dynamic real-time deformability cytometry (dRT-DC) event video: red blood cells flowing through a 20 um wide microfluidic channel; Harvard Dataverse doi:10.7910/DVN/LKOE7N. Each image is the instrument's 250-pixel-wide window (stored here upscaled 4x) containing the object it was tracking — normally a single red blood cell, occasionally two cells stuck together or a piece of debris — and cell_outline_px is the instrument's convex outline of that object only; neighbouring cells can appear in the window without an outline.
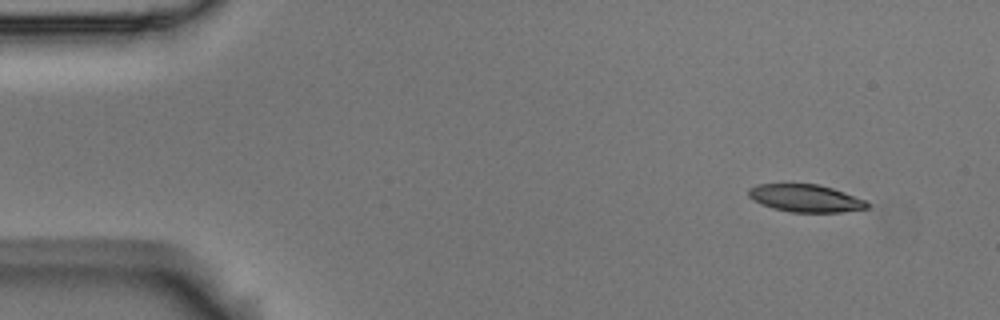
{"species": "Egyptian fruit bat (a non-hibernating species)", "species_latin": "Rousettus aegyptiacus", "temperature_condition": "room temperature", "stored_images_in_passage": 52, "camera_frame_rate_fps": 3000, "um_per_image_px": 0.085, "animal": {"sex": "male"}, "frame": {"image": 1, "passage_image": 1, "time_ms": 0.0, "image_size_px": [1000, 320], "cell_outline_px": [[868, 208], [840, 212], [792, 212], [772, 208], [760, 204], [748, 196], [748, 188], [756, 184], [820, 184], [844, 192], [864, 200], [868, 204]], "centroid_in_image_um": [68.42, 16.84], "position_along_channel_um": 16.6, "area_um2": 18.96}}
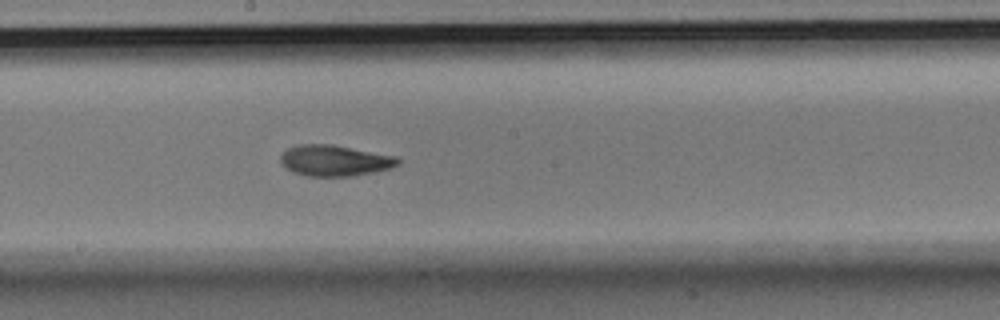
{"frame": {"image": 2, "passage_image": 26, "time_ms": 8.333, "image_size_px": [1000, 320], "cell_outline_px": [[400, 164], [388, 168], [372, 172], [352, 176], [308, 176], [292, 172], [284, 168], [280, 160], [280, 156], [288, 148], [296, 144], [332, 144], [396, 156], [400, 160]], "centroid_in_image_um": [28.41, 13.64], "position_along_channel_um": 219.8, "area_um2": 21.21}}
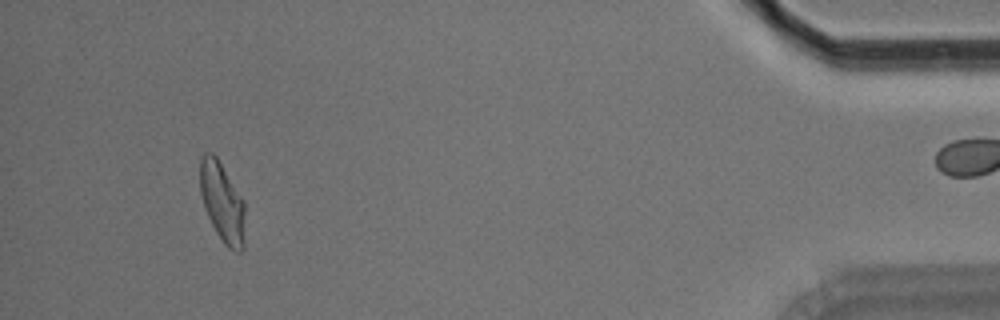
{"frame": {"image": 3, "passage_image": 48, "time_ms": 15.667, "image_size_px": [1000, 320], "cell_outline_px": [[244, 248], [240, 252], [236, 252], [228, 248], [224, 244], [216, 232], [204, 208], [200, 192], [200, 160], [204, 152], [212, 152], [216, 156], [244, 200]], "centroid_in_image_um": [18.89, 17.2], "position_along_channel_um": 416.3, "area_um2": 20.92}, "authors_computed_cell_mechanics": {"area_um2": 20.9236, "velocity_mm_per_s": 3.6142, "shape_relaxation_time_tau1_ms": 6.5242, "shape_relaxation_time_tau2_ms": 3.1186, "deformation_change_tau1": 0.179, "deformation_change_tau2": 0.0991}}